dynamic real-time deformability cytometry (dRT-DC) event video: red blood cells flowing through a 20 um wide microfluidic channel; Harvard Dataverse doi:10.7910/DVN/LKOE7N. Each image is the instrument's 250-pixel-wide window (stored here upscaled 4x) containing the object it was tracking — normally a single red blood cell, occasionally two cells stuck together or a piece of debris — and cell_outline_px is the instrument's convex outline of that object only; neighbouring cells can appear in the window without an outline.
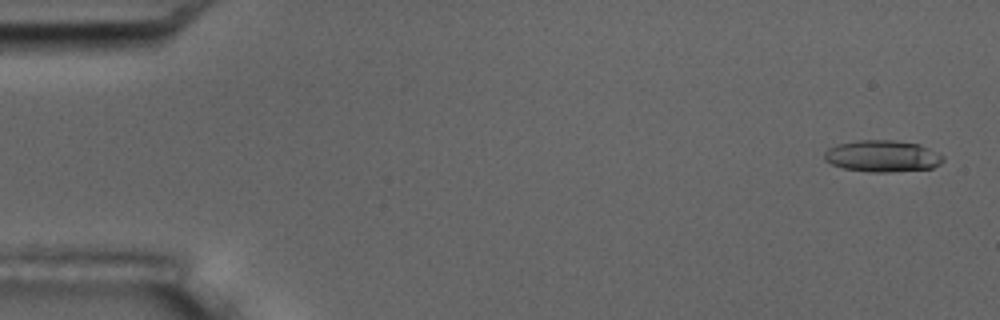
{"species": "common noctule bat (a hibernating species)", "species_latin": "Nyctalus noctula", "temperature_condition": "room temperature", "stored_images_in_passage": 5, "camera_frame_rate_fps": 3000, "um_per_image_px": 0.085, "animal": {"sex": "male", "body_mass_g": 17.5, "forearm_length_mm": 52.3}, "frame": {"image": 1, "passage_image": 1, "time_ms": 0.0, "image_size_px": [1000, 320], "cell_outline_px": [[944, 160], [940, 164], [932, 168], [888, 172], [868, 172], [844, 168], [832, 164], [824, 160], [824, 152], [828, 148], [836, 144], [856, 140], [896, 140], [920, 144], [944, 156]], "centroid_in_image_um": [74.99, 13.26], "position_along_channel_um": 10.0, "area_um2": 22.02}}
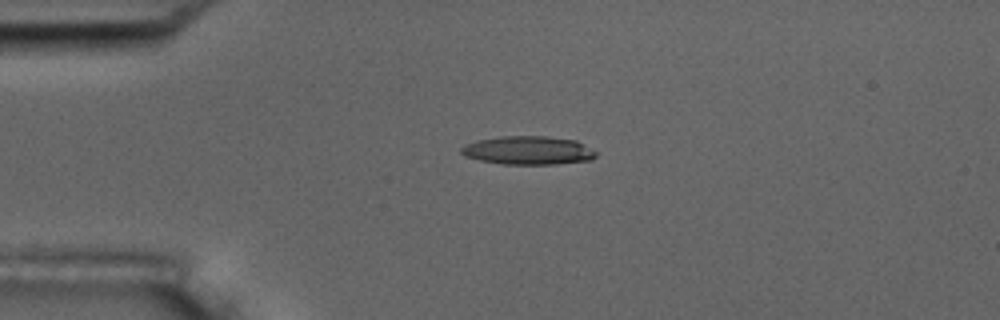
{"frame": {"image": 2, "passage_image": 4, "time_ms": 3.667, "image_size_px": [1000, 320], "cell_outline_px": [[596, 156], [592, 160], [556, 164], [504, 164], [480, 160], [464, 156], [460, 152], [460, 148], [464, 144], [476, 140], [500, 136], [548, 136], [576, 140], [596, 152]], "centroid_in_image_um": [44.87, 12.78], "position_along_channel_um": 40.1, "area_um2": 22.48}}